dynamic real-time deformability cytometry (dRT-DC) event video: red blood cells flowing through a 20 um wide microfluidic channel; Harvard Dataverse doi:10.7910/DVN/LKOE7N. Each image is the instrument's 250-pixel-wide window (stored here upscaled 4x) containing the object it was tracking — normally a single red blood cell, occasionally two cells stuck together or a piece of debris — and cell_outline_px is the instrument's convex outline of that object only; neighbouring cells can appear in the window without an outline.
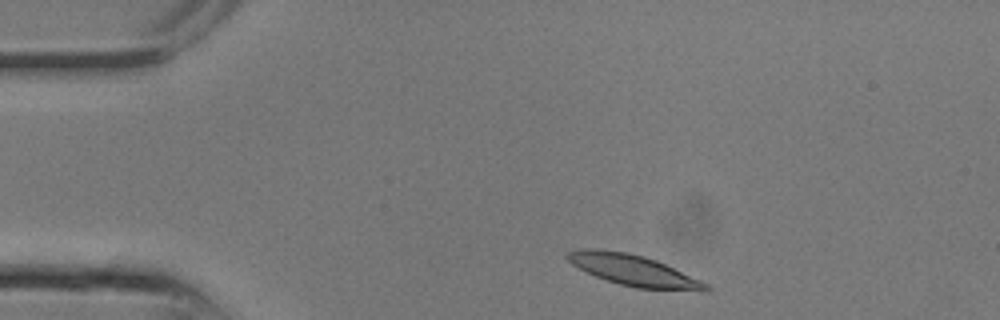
{"species": "common noctule bat (a hibernating species)", "species_latin": "Nyctalus noctula", "temperature_condition": "room temperature", "stored_images_in_passage": 7, "camera_frame_rate_fps": 3000, "um_per_image_px": 0.085, "animal": {"sex": "male", "body_mass_g": 13.3}, "frame": {"image": 1, "passage_image": 1, "time_ms": 0.0, "image_size_px": [1000, 320], "cell_outline_px": [[712, 288], [708, 292], [636, 288], [620, 284], [596, 276], [572, 264], [564, 256], [568, 252], [580, 248], [596, 248], [628, 252], [644, 256], [656, 260], [700, 280], [708, 284]], "centroid_in_image_um": [53.88, 22.98], "position_along_channel_um": 31.1, "area_um2": 25.09}}
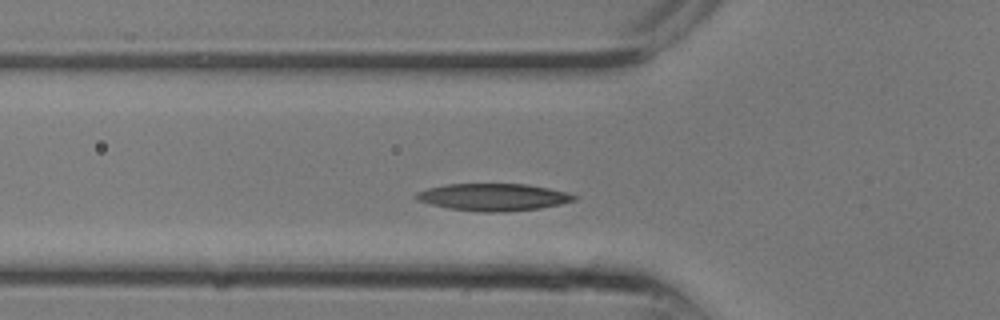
{"frame": {"image": 2, "passage_image": 5, "time_ms": 1.333, "image_size_px": [1000, 320], "cell_outline_px": [[580, 196], [576, 200], [560, 204], [540, 208], [508, 212], [480, 212], [448, 208], [416, 200], [412, 196], [416, 192], [428, 188], [448, 184], [524, 184], [548, 188], [568, 192]], "centroid_in_image_um": [41.94, 16.76], "position_along_channel_um": 83.9, "area_um2": 25.2}}
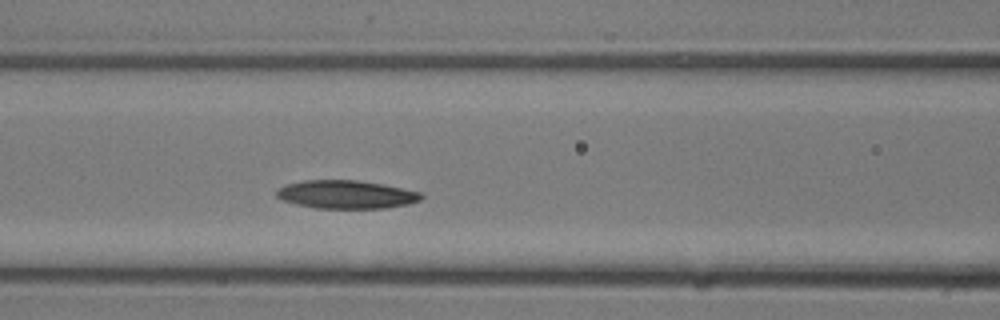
{"frame": {"image": 3, "passage_image": 7, "time_ms": 2.0, "image_size_px": [1000, 320], "cell_outline_px": [[424, 196], [420, 200], [408, 204], [384, 208], [316, 208], [296, 204], [284, 200], [276, 196], [276, 192], [284, 184], [304, 180], [356, 180], [384, 184], [420, 192]], "centroid_in_image_um": [29.43, 16.52], "position_along_channel_um": 137.2, "area_um2": 23.76}}